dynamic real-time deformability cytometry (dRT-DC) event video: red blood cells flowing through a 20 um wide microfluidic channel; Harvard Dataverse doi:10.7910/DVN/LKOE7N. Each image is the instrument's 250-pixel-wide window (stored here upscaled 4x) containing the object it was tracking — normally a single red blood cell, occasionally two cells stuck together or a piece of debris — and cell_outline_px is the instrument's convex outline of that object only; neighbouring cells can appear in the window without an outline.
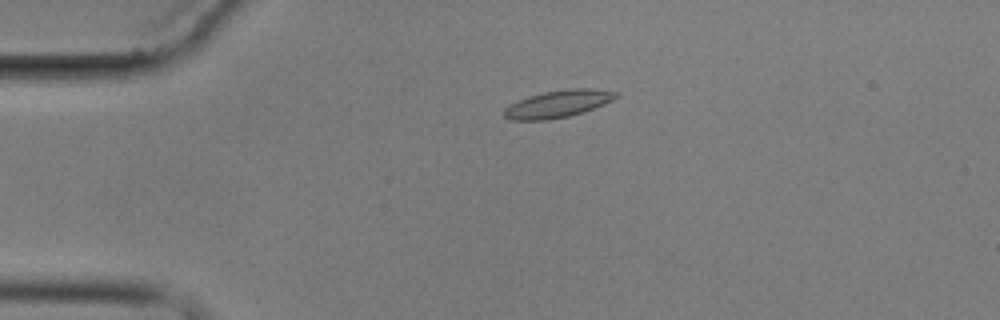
{"species": "common noctule bat (a hibernating species)", "species_latin": "Nyctalus noctula", "temperature_condition": "cold", "stored_images_in_passage": 4, "camera_frame_rate_fps": 3000, "um_per_image_px": 0.085, "animal": {"sex": "male", "body_mass_g": 17.9}, "frame": {"image": 1, "passage_image": 3, "time_ms": 3.0, "image_size_px": [1000, 320], "cell_outline_px": [[620, 96], [604, 104], [568, 116], [548, 120], [512, 120], [504, 116], [504, 108], [528, 96], [544, 92], [576, 88], [592, 88], [620, 92]], "centroid_in_image_um": [47.46, 8.82], "position_along_channel_um": 37.5, "area_um2": 17.51}}